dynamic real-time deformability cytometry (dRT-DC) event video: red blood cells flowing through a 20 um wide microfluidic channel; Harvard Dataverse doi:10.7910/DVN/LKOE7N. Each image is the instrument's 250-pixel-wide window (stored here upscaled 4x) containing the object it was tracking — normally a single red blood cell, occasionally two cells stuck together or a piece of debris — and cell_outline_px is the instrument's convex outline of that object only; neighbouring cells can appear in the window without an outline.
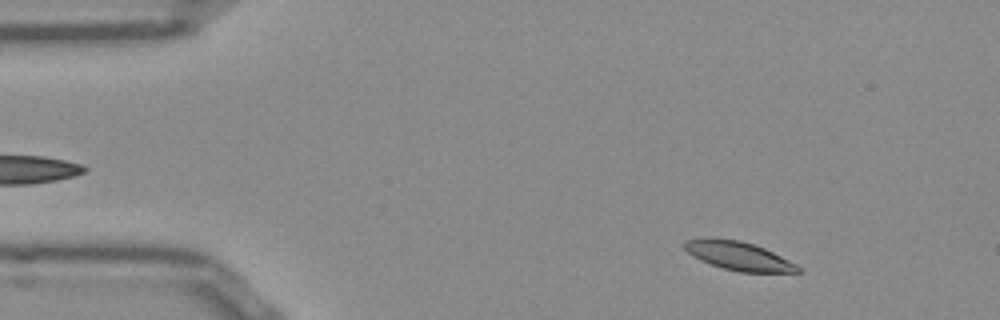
{"species": "Egyptian fruit bat (a non-hibernating species)", "species_latin": "Rousettus aegyptiacus", "temperature_condition": "room temperature", "stored_images_in_passage": 51, "camera_frame_rate_fps": 3000, "um_per_image_px": 0.085, "frame": {"image": 1, "passage_image": 5, "time_ms": 1.333, "image_size_px": [1000, 320], "cell_outline_px": [[800, 272], [740, 272], [724, 268], [700, 260], [692, 256], [680, 244], [684, 240], [704, 236], [740, 240], [764, 248], [796, 264], [800, 268]], "centroid_in_image_um": [62.68, 21.71], "position_along_channel_um": 22.3, "area_um2": 19.02}}
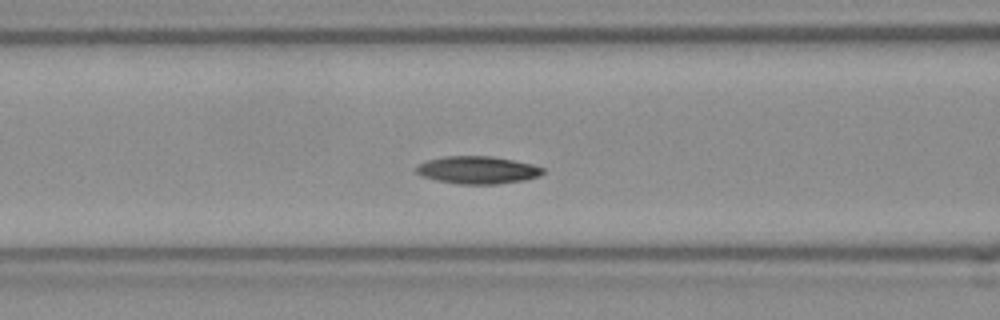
{"frame": {"image": 2, "passage_image": 19, "time_ms": 6.0, "image_size_px": [1000, 320], "cell_outline_px": [[544, 172], [540, 176], [524, 180], [496, 184], [460, 184], [436, 180], [424, 176], [416, 172], [416, 168], [420, 164], [428, 160], [444, 156], [492, 156], [532, 164], [544, 168]], "centroid_in_image_um": [40.62, 14.45], "position_along_channel_um": 126.0, "area_um2": 20.17}}
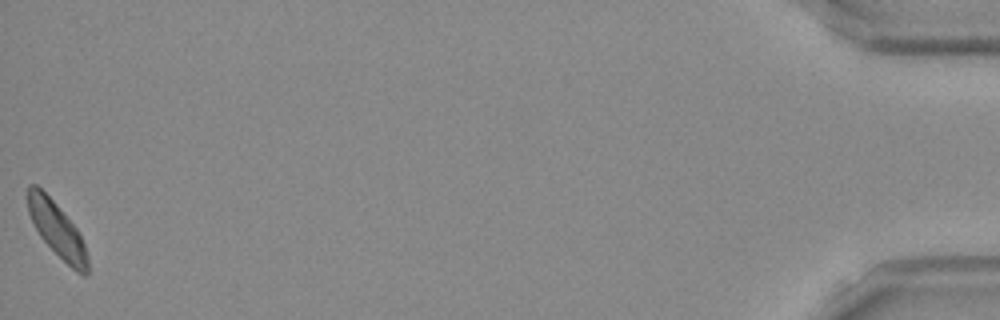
{"frame": {"image": 3, "passage_image": 51, "time_ms": 16.667, "image_size_px": [1000, 320], "cell_outline_px": [[88, 276], [84, 276], [76, 272], [40, 236], [28, 212], [28, 184], [36, 184], [56, 204], [76, 228], [84, 244], [88, 256]], "centroid_in_image_um": [4.86, 19.53], "position_along_channel_um": 430.3, "area_um2": 18.55}, "authors_computed_cell_mechanics": {"area_um2": 19.5942, "velocity_mm_per_s": 3.8068, "shape_relaxation_time_tau1_ms": 2.7438, "shape_relaxation_time_tau2_ms": null, "deformation_change_tau1": 0.0981, "deformation_change_tau2": null}}